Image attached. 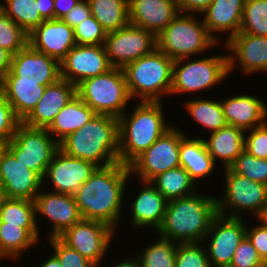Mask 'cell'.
<instances>
[{"label": "cell", "instance_id": "6da1fadb", "mask_svg": "<svg viewBox=\"0 0 267 267\" xmlns=\"http://www.w3.org/2000/svg\"><path fill=\"white\" fill-rule=\"evenodd\" d=\"M128 181L131 174L127 165L117 162L98 167L73 194L82 219L100 221L116 230L123 219Z\"/></svg>", "mask_w": 267, "mask_h": 267}, {"label": "cell", "instance_id": "7a4b0ae2", "mask_svg": "<svg viewBox=\"0 0 267 267\" xmlns=\"http://www.w3.org/2000/svg\"><path fill=\"white\" fill-rule=\"evenodd\" d=\"M199 192L167 201L162 224L154 232L175 243L202 242L218 212L216 197Z\"/></svg>", "mask_w": 267, "mask_h": 267}, {"label": "cell", "instance_id": "3957f363", "mask_svg": "<svg viewBox=\"0 0 267 267\" xmlns=\"http://www.w3.org/2000/svg\"><path fill=\"white\" fill-rule=\"evenodd\" d=\"M162 103L138 101L130 115L126 110L118 118V160L123 165L129 166L172 127L165 120Z\"/></svg>", "mask_w": 267, "mask_h": 267}, {"label": "cell", "instance_id": "277c9868", "mask_svg": "<svg viewBox=\"0 0 267 267\" xmlns=\"http://www.w3.org/2000/svg\"><path fill=\"white\" fill-rule=\"evenodd\" d=\"M59 150L68 156L107 167L119 162L118 118L96 114L80 129L58 143Z\"/></svg>", "mask_w": 267, "mask_h": 267}, {"label": "cell", "instance_id": "5b68a950", "mask_svg": "<svg viewBox=\"0 0 267 267\" xmlns=\"http://www.w3.org/2000/svg\"><path fill=\"white\" fill-rule=\"evenodd\" d=\"M173 63V59L155 48L150 54L127 64L123 71L131 99L162 102V96L170 95Z\"/></svg>", "mask_w": 267, "mask_h": 267}, {"label": "cell", "instance_id": "8992f818", "mask_svg": "<svg viewBox=\"0 0 267 267\" xmlns=\"http://www.w3.org/2000/svg\"><path fill=\"white\" fill-rule=\"evenodd\" d=\"M218 43L195 14L179 13L156 37V48L175 60L190 58Z\"/></svg>", "mask_w": 267, "mask_h": 267}, {"label": "cell", "instance_id": "52a82bcc", "mask_svg": "<svg viewBox=\"0 0 267 267\" xmlns=\"http://www.w3.org/2000/svg\"><path fill=\"white\" fill-rule=\"evenodd\" d=\"M77 96L97 114L119 118L131 100L124 71L112 68L108 72L83 80L76 86Z\"/></svg>", "mask_w": 267, "mask_h": 267}, {"label": "cell", "instance_id": "ba28073f", "mask_svg": "<svg viewBox=\"0 0 267 267\" xmlns=\"http://www.w3.org/2000/svg\"><path fill=\"white\" fill-rule=\"evenodd\" d=\"M182 58L173 63L172 94L205 92L216 85L224 83L229 75L228 53L198 57Z\"/></svg>", "mask_w": 267, "mask_h": 267}, {"label": "cell", "instance_id": "9c48e42d", "mask_svg": "<svg viewBox=\"0 0 267 267\" xmlns=\"http://www.w3.org/2000/svg\"><path fill=\"white\" fill-rule=\"evenodd\" d=\"M223 171L226 183L223 197H216L218 214L242 218L241 214L246 211L255 217L267 204V185L243 177L230 168Z\"/></svg>", "mask_w": 267, "mask_h": 267}, {"label": "cell", "instance_id": "30bf717a", "mask_svg": "<svg viewBox=\"0 0 267 267\" xmlns=\"http://www.w3.org/2000/svg\"><path fill=\"white\" fill-rule=\"evenodd\" d=\"M5 147L18 161L37 172L42 178L59 149L58 142L46 128H32L22 122Z\"/></svg>", "mask_w": 267, "mask_h": 267}, {"label": "cell", "instance_id": "8fae6325", "mask_svg": "<svg viewBox=\"0 0 267 267\" xmlns=\"http://www.w3.org/2000/svg\"><path fill=\"white\" fill-rule=\"evenodd\" d=\"M185 136L183 130L173 125L129 165L131 177L150 182L157 175L179 167L180 142Z\"/></svg>", "mask_w": 267, "mask_h": 267}, {"label": "cell", "instance_id": "7c38bea8", "mask_svg": "<svg viewBox=\"0 0 267 267\" xmlns=\"http://www.w3.org/2000/svg\"><path fill=\"white\" fill-rule=\"evenodd\" d=\"M114 233H116L115 229L103 222L81 219L58 238L98 266L102 265L105 259V254L116 235Z\"/></svg>", "mask_w": 267, "mask_h": 267}, {"label": "cell", "instance_id": "4fadbf2b", "mask_svg": "<svg viewBox=\"0 0 267 267\" xmlns=\"http://www.w3.org/2000/svg\"><path fill=\"white\" fill-rule=\"evenodd\" d=\"M244 222L243 217L232 218L220 214L213 218L202 241L211 267L230 266L236 248L246 236L247 224Z\"/></svg>", "mask_w": 267, "mask_h": 267}, {"label": "cell", "instance_id": "5bb4252c", "mask_svg": "<svg viewBox=\"0 0 267 267\" xmlns=\"http://www.w3.org/2000/svg\"><path fill=\"white\" fill-rule=\"evenodd\" d=\"M104 48L112 67L123 69L156 48V37L149 31L128 23L121 29L107 33Z\"/></svg>", "mask_w": 267, "mask_h": 267}, {"label": "cell", "instance_id": "9a60e30c", "mask_svg": "<svg viewBox=\"0 0 267 267\" xmlns=\"http://www.w3.org/2000/svg\"><path fill=\"white\" fill-rule=\"evenodd\" d=\"M97 168L92 162L68 156L58 149L48 165L43 185L49 182L51 191L53 188V192L73 195Z\"/></svg>", "mask_w": 267, "mask_h": 267}, {"label": "cell", "instance_id": "2e32d148", "mask_svg": "<svg viewBox=\"0 0 267 267\" xmlns=\"http://www.w3.org/2000/svg\"><path fill=\"white\" fill-rule=\"evenodd\" d=\"M0 184L5 198L32 201L44 187L43 178L18 161L6 147L0 153Z\"/></svg>", "mask_w": 267, "mask_h": 267}, {"label": "cell", "instance_id": "e0dca14e", "mask_svg": "<svg viewBox=\"0 0 267 267\" xmlns=\"http://www.w3.org/2000/svg\"><path fill=\"white\" fill-rule=\"evenodd\" d=\"M47 190L42 188L34 198L36 225L40 232L38 219L44 217L45 220L46 218L52 224L47 238L58 237L66 229L79 222L82 216L73 195ZM39 215L42 216L39 218Z\"/></svg>", "mask_w": 267, "mask_h": 267}, {"label": "cell", "instance_id": "ac0fdd59", "mask_svg": "<svg viewBox=\"0 0 267 267\" xmlns=\"http://www.w3.org/2000/svg\"><path fill=\"white\" fill-rule=\"evenodd\" d=\"M104 45L76 44L60 62L61 78L76 86L85 79L111 70Z\"/></svg>", "mask_w": 267, "mask_h": 267}, {"label": "cell", "instance_id": "d6986e66", "mask_svg": "<svg viewBox=\"0 0 267 267\" xmlns=\"http://www.w3.org/2000/svg\"><path fill=\"white\" fill-rule=\"evenodd\" d=\"M223 46L228 52L229 75L237 64L244 75H267V37L238 33Z\"/></svg>", "mask_w": 267, "mask_h": 267}, {"label": "cell", "instance_id": "ffe728a7", "mask_svg": "<svg viewBox=\"0 0 267 267\" xmlns=\"http://www.w3.org/2000/svg\"><path fill=\"white\" fill-rule=\"evenodd\" d=\"M4 78H20V80L39 81L40 85L49 86L60 78V63L34 50L29 44L13 55L10 70Z\"/></svg>", "mask_w": 267, "mask_h": 267}, {"label": "cell", "instance_id": "44dd1931", "mask_svg": "<svg viewBox=\"0 0 267 267\" xmlns=\"http://www.w3.org/2000/svg\"><path fill=\"white\" fill-rule=\"evenodd\" d=\"M29 35L28 44L59 63L77 44L74 29L62 19L44 20Z\"/></svg>", "mask_w": 267, "mask_h": 267}, {"label": "cell", "instance_id": "7402d4cb", "mask_svg": "<svg viewBox=\"0 0 267 267\" xmlns=\"http://www.w3.org/2000/svg\"><path fill=\"white\" fill-rule=\"evenodd\" d=\"M129 23L155 37L180 13L177 0H128Z\"/></svg>", "mask_w": 267, "mask_h": 267}, {"label": "cell", "instance_id": "603a6c76", "mask_svg": "<svg viewBox=\"0 0 267 267\" xmlns=\"http://www.w3.org/2000/svg\"><path fill=\"white\" fill-rule=\"evenodd\" d=\"M76 95V85L60 78L46 86L37 105L21 122L32 128L47 129L60 110Z\"/></svg>", "mask_w": 267, "mask_h": 267}, {"label": "cell", "instance_id": "cb8c5ba5", "mask_svg": "<svg viewBox=\"0 0 267 267\" xmlns=\"http://www.w3.org/2000/svg\"><path fill=\"white\" fill-rule=\"evenodd\" d=\"M254 94L228 96L221 101L227 125L244 131L253 129L267 121V105Z\"/></svg>", "mask_w": 267, "mask_h": 267}, {"label": "cell", "instance_id": "d4e9b609", "mask_svg": "<svg viewBox=\"0 0 267 267\" xmlns=\"http://www.w3.org/2000/svg\"><path fill=\"white\" fill-rule=\"evenodd\" d=\"M139 182L142 184L141 190L131 200L130 206L127 205L131 213V226L140 230L151 227L157 231L164 218L167 200L150 182Z\"/></svg>", "mask_w": 267, "mask_h": 267}, {"label": "cell", "instance_id": "484cf974", "mask_svg": "<svg viewBox=\"0 0 267 267\" xmlns=\"http://www.w3.org/2000/svg\"><path fill=\"white\" fill-rule=\"evenodd\" d=\"M245 0H214L202 13L204 25L210 35L222 44L220 33H228L225 44L240 32Z\"/></svg>", "mask_w": 267, "mask_h": 267}, {"label": "cell", "instance_id": "4316f807", "mask_svg": "<svg viewBox=\"0 0 267 267\" xmlns=\"http://www.w3.org/2000/svg\"><path fill=\"white\" fill-rule=\"evenodd\" d=\"M246 131L226 125L210 133L208 139L203 137L206 149L214 162L220 161L223 168H230L236 158L244 151Z\"/></svg>", "mask_w": 267, "mask_h": 267}, {"label": "cell", "instance_id": "83f0119b", "mask_svg": "<svg viewBox=\"0 0 267 267\" xmlns=\"http://www.w3.org/2000/svg\"><path fill=\"white\" fill-rule=\"evenodd\" d=\"M46 86L39 81L3 78L0 81V93L12 106L15 115L22 121L37 105Z\"/></svg>", "mask_w": 267, "mask_h": 267}, {"label": "cell", "instance_id": "f1b7e54d", "mask_svg": "<svg viewBox=\"0 0 267 267\" xmlns=\"http://www.w3.org/2000/svg\"><path fill=\"white\" fill-rule=\"evenodd\" d=\"M180 166L189 174L190 178L198 185V181L211 176L217 168L213 158L208 153L204 140L200 136H185L180 142Z\"/></svg>", "mask_w": 267, "mask_h": 267}, {"label": "cell", "instance_id": "f546056e", "mask_svg": "<svg viewBox=\"0 0 267 267\" xmlns=\"http://www.w3.org/2000/svg\"><path fill=\"white\" fill-rule=\"evenodd\" d=\"M96 114L76 95L60 110L47 130L59 143L66 136L80 129Z\"/></svg>", "mask_w": 267, "mask_h": 267}, {"label": "cell", "instance_id": "4dcf8cb0", "mask_svg": "<svg viewBox=\"0 0 267 267\" xmlns=\"http://www.w3.org/2000/svg\"><path fill=\"white\" fill-rule=\"evenodd\" d=\"M0 221L4 225L25 228L40 244L41 235L36 225L34 201L4 198L0 207Z\"/></svg>", "mask_w": 267, "mask_h": 267}, {"label": "cell", "instance_id": "1f68e13d", "mask_svg": "<svg viewBox=\"0 0 267 267\" xmlns=\"http://www.w3.org/2000/svg\"><path fill=\"white\" fill-rule=\"evenodd\" d=\"M150 183L163 194L167 201L192 195L199 190L182 166L157 175Z\"/></svg>", "mask_w": 267, "mask_h": 267}, {"label": "cell", "instance_id": "d6a6232c", "mask_svg": "<svg viewBox=\"0 0 267 267\" xmlns=\"http://www.w3.org/2000/svg\"><path fill=\"white\" fill-rule=\"evenodd\" d=\"M92 16L107 32H114L129 23L128 0H87Z\"/></svg>", "mask_w": 267, "mask_h": 267}, {"label": "cell", "instance_id": "836d02e7", "mask_svg": "<svg viewBox=\"0 0 267 267\" xmlns=\"http://www.w3.org/2000/svg\"><path fill=\"white\" fill-rule=\"evenodd\" d=\"M38 243L25 228L4 225V222L0 221V260L18 261L25 251L38 246Z\"/></svg>", "mask_w": 267, "mask_h": 267}, {"label": "cell", "instance_id": "e575fe53", "mask_svg": "<svg viewBox=\"0 0 267 267\" xmlns=\"http://www.w3.org/2000/svg\"><path fill=\"white\" fill-rule=\"evenodd\" d=\"M184 107L194 122L206 128L209 133L218 131L227 125L221 105V101L215 99L199 98L188 100Z\"/></svg>", "mask_w": 267, "mask_h": 267}, {"label": "cell", "instance_id": "d590c367", "mask_svg": "<svg viewBox=\"0 0 267 267\" xmlns=\"http://www.w3.org/2000/svg\"><path fill=\"white\" fill-rule=\"evenodd\" d=\"M157 238L133 257L139 267H175L177 243L159 235Z\"/></svg>", "mask_w": 267, "mask_h": 267}, {"label": "cell", "instance_id": "8d00e7d4", "mask_svg": "<svg viewBox=\"0 0 267 267\" xmlns=\"http://www.w3.org/2000/svg\"><path fill=\"white\" fill-rule=\"evenodd\" d=\"M4 2H0V9L27 34L44 21L38 12L36 0H5Z\"/></svg>", "mask_w": 267, "mask_h": 267}, {"label": "cell", "instance_id": "74e56055", "mask_svg": "<svg viewBox=\"0 0 267 267\" xmlns=\"http://www.w3.org/2000/svg\"><path fill=\"white\" fill-rule=\"evenodd\" d=\"M239 33L267 37V0H245Z\"/></svg>", "mask_w": 267, "mask_h": 267}, {"label": "cell", "instance_id": "f35d334b", "mask_svg": "<svg viewBox=\"0 0 267 267\" xmlns=\"http://www.w3.org/2000/svg\"><path fill=\"white\" fill-rule=\"evenodd\" d=\"M29 35L0 9V47L17 54L28 45Z\"/></svg>", "mask_w": 267, "mask_h": 267}, {"label": "cell", "instance_id": "ab89813d", "mask_svg": "<svg viewBox=\"0 0 267 267\" xmlns=\"http://www.w3.org/2000/svg\"><path fill=\"white\" fill-rule=\"evenodd\" d=\"M230 169L254 182L267 185V159L256 158L244 150Z\"/></svg>", "mask_w": 267, "mask_h": 267}, {"label": "cell", "instance_id": "60d3db41", "mask_svg": "<svg viewBox=\"0 0 267 267\" xmlns=\"http://www.w3.org/2000/svg\"><path fill=\"white\" fill-rule=\"evenodd\" d=\"M175 267H211L205 245L177 243Z\"/></svg>", "mask_w": 267, "mask_h": 267}, {"label": "cell", "instance_id": "b9f144b4", "mask_svg": "<svg viewBox=\"0 0 267 267\" xmlns=\"http://www.w3.org/2000/svg\"><path fill=\"white\" fill-rule=\"evenodd\" d=\"M106 35L107 32L93 16L74 28V37L78 45H104Z\"/></svg>", "mask_w": 267, "mask_h": 267}, {"label": "cell", "instance_id": "7bdbcfd3", "mask_svg": "<svg viewBox=\"0 0 267 267\" xmlns=\"http://www.w3.org/2000/svg\"><path fill=\"white\" fill-rule=\"evenodd\" d=\"M53 254L60 261L62 267H96L75 249L68 247L58 237L48 238Z\"/></svg>", "mask_w": 267, "mask_h": 267}, {"label": "cell", "instance_id": "ee69618b", "mask_svg": "<svg viewBox=\"0 0 267 267\" xmlns=\"http://www.w3.org/2000/svg\"><path fill=\"white\" fill-rule=\"evenodd\" d=\"M20 123L12 106L0 93V144L5 146L12 139Z\"/></svg>", "mask_w": 267, "mask_h": 267}, {"label": "cell", "instance_id": "f6af8a7d", "mask_svg": "<svg viewBox=\"0 0 267 267\" xmlns=\"http://www.w3.org/2000/svg\"><path fill=\"white\" fill-rule=\"evenodd\" d=\"M247 132L244 150L256 158L267 159V121Z\"/></svg>", "mask_w": 267, "mask_h": 267}, {"label": "cell", "instance_id": "bcb514c9", "mask_svg": "<svg viewBox=\"0 0 267 267\" xmlns=\"http://www.w3.org/2000/svg\"><path fill=\"white\" fill-rule=\"evenodd\" d=\"M263 264L264 262L258 256L256 249L245 236L236 248L229 267H263Z\"/></svg>", "mask_w": 267, "mask_h": 267}, {"label": "cell", "instance_id": "7dc6e473", "mask_svg": "<svg viewBox=\"0 0 267 267\" xmlns=\"http://www.w3.org/2000/svg\"><path fill=\"white\" fill-rule=\"evenodd\" d=\"M247 226L246 236L256 249L258 256L263 262L267 261V227L260 224Z\"/></svg>", "mask_w": 267, "mask_h": 267}, {"label": "cell", "instance_id": "c3c4849f", "mask_svg": "<svg viewBox=\"0 0 267 267\" xmlns=\"http://www.w3.org/2000/svg\"><path fill=\"white\" fill-rule=\"evenodd\" d=\"M92 16L90 5L87 0H81L79 4L73 7L62 20L73 29L81 22Z\"/></svg>", "mask_w": 267, "mask_h": 267}, {"label": "cell", "instance_id": "681fc988", "mask_svg": "<svg viewBox=\"0 0 267 267\" xmlns=\"http://www.w3.org/2000/svg\"><path fill=\"white\" fill-rule=\"evenodd\" d=\"M214 0H177L179 11L185 14H202ZM199 13V14H198Z\"/></svg>", "mask_w": 267, "mask_h": 267}, {"label": "cell", "instance_id": "f907efd6", "mask_svg": "<svg viewBox=\"0 0 267 267\" xmlns=\"http://www.w3.org/2000/svg\"><path fill=\"white\" fill-rule=\"evenodd\" d=\"M81 0H54V18L62 19Z\"/></svg>", "mask_w": 267, "mask_h": 267}, {"label": "cell", "instance_id": "816d5d0a", "mask_svg": "<svg viewBox=\"0 0 267 267\" xmlns=\"http://www.w3.org/2000/svg\"><path fill=\"white\" fill-rule=\"evenodd\" d=\"M38 12L44 20L54 19V0H36Z\"/></svg>", "mask_w": 267, "mask_h": 267}, {"label": "cell", "instance_id": "f5cc1de1", "mask_svg": "<svg viewBox=\"0 0 267 267\" xmlns=\"http://www.w3.org/2000/svg\"><path fill=\"white\" fill-rule=\"evenodd\" d=\"M13 55L0 47V81L5 74L10 70Z\"/></svg>", "mask_w": 267, "mask_h": 267}, {"label": "cell", "instance_id": "db71d44e", "mask_svg": "<svg viewBox=\"0 0 267 267\" xmlns=\"http://www.w3.org/2000/svg\"><path fill=\"white\" fill-rule=\"evenodd\" d=\"M133 256H129V258L127 257V259H122L121 262H117L115 264L108 265L110 267H139L138 263L136 262V260L134 258H132ZM96 267H103L101 265H98Z\"/></svg>", "mask_w": 267, "mask_h": 267}, {"label": "cell", "instance_id": "11a10c76", "mask_svg": "<svg viewBox=\"0 0 267 267\" xmlns=\"http://www.w3.org/2000/svg\"><path fill=\"white\" fill-rule=\"evenodd\" d=\"M49 256L50 257L43 260L38 267H62L60 261L53 253H51Z\"/></svg>", "mask_w": 267, "mask_h": 267}, {"label": "cell", "instance_id": "9f6ffc18", "mask_svg": "<svg viewBox=\"0 0 267 267\" xmlns=\"http://www.w3.org/2000/svg\"><path fill=\"white\" fill-rule=\"evenodd\" d=\"M255 218V220H257V223L264 227H267V204L258 212Z\"/></svg>", "mask_w": 267, "mask_h": 267}, {"label": "cell", "instance_id": "6f0895ef", "mask_svg": "<svg viewBox=\"0 0 267 267\" xmlns=\"http://www.w3.org/2000/svg\"><path fill=\"white\" fill-rule=\"evenodd\" d=\"M4 192H3V189H2V186L0 184V207H1V204H2V201L4 199Z\"/></svg>", "mask_w": 267, "mask_h": 267}, {"label": "cell", "instance_id": "680465c9", "mask_svg": "<svg viewBox=\"0 0 267 267\" xmlns=\"http://www.w3.org/2000/svg\"><path fill=\"white\" fill-rule=\"evenodd\" d=\"M4 145L3 144H0V153H1V151L4 149Z\"/></svg>", "mask_w": 267, "mask_h": 267}, {"label": "cell", "instance_id": "91938a15", "mask_svg": "<svg viewBox=\"0 0 267 267\" xmlns=\"http://www.w3.org/2000/svg\"><path fill=\"white\" fill-rule=\"evenodd\" d=\"M263 267H267V261L264 262Z\"/></svg>", "mask_w": 267, "mask_h": 267}]
</instances>
